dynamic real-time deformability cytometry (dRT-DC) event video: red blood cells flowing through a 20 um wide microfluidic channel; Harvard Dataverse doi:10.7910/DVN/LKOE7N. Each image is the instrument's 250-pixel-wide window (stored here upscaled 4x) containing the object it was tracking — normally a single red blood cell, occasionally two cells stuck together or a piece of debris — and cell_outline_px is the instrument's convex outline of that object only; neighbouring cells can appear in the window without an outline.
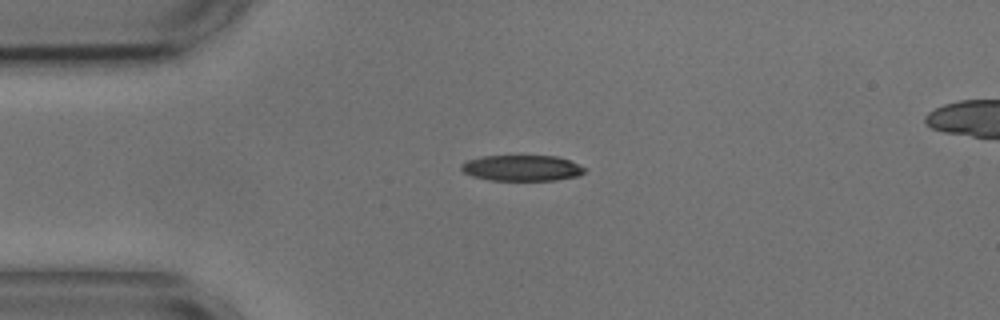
{"species": "common noctule bat (a hibernating species)", "species_latin": "Nyctalus noctula", "temperature_condition": "cold", "stored_images_in_passage": 44, "camera_frame_rate_fps": 3000, "um_per_image_px": 0.085, "animal": {"sex": "male", "body_mass_g": 17.9, "forearm_length_mm": 54.2}, "frame": {"image": 1, "passage_image": 1, "time_ms": 0.0, "image_size_px": [1000, 320], "cell_outline_px": [[588, 168], [580, 176], [556, 180], [488, 180], [472, 176], [464, 172], [460, 168], [460, 164], [468, 160], [484, 156], [556, 156], [568, 160]], "centroid_in_image_um": [44.38, 14.29], "position_along_channel_um": 40.6, "area_um2": 18.61}}
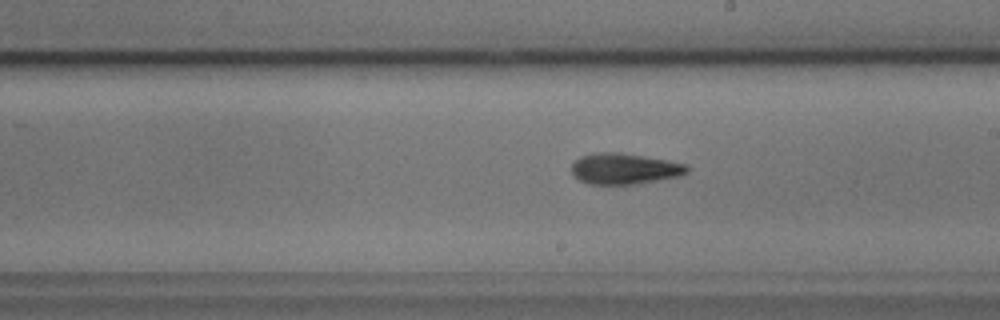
{"frame": {"image": 2, "passage_image": 19, "time_ms": 6.0, "image_size_px": [1000, 320], "cell_outline_px": [[688, 172], [680, 176], [636, 184], [588, 184], [580, 180], [572, 172], [572, 164], [580, 156], [596, 152], [620, 152], [668, 160], [688, 164]], "centroid_in_image_um": [53.1, 14.33], "position_along_channel_um": 235.9, "area_um2": 20.87}}
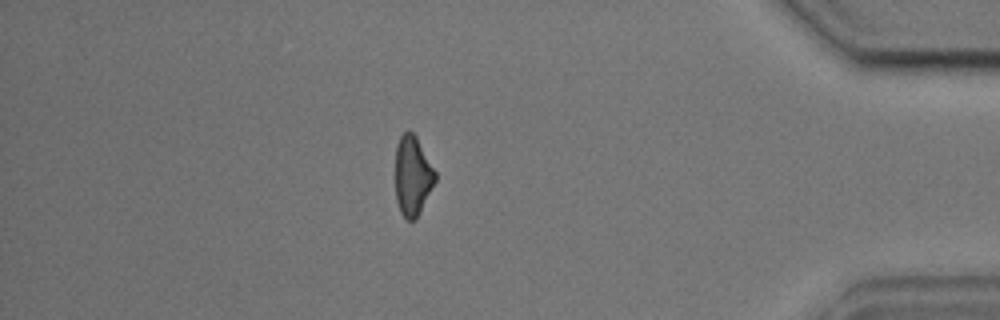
{"frame": {"image": 3, "passage_image": 36, "time_ms": 11.667, "image_size_px": [1000, 320], "cell_outline_px": [[436, 180], [416, 220], [408, 220], [400, 212], [396, 200], [396, 144], [400, 136], [408, 128], [416, 136], [436, 172]], "centroid_in_image_um": [35.06, 14.93], "position_along_channel_um": 400.1, "area_um2": 18.5}, "authors_computed_cell_mechanics": {"area_um2": 19.5653, "velocity_mm_per_s": 3.6194, "shape_relaxation_time_tau1_ms": 3.3939, "shape_relaxation_time_tau2_ms": 7.4339, "deformation_change_tau1": 0.1156, "deformation_change_tau2": 0.1885}}